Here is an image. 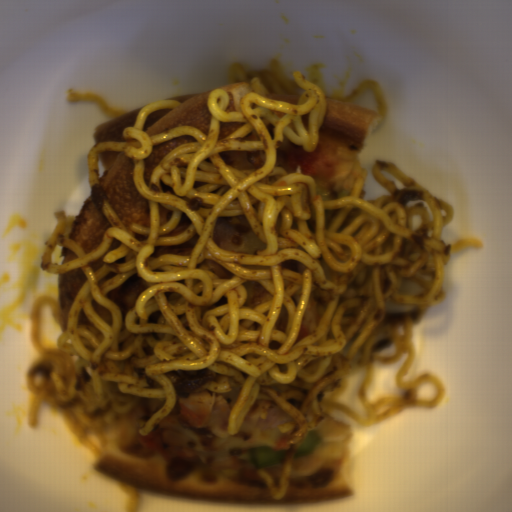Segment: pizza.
I'll use <instances>...</instances> for the list:
<instances>
[{"mask_svg":"<svg viewBox=\"0 0 512 512\" xmlns=\"http://www.w3.org/2000/svg\"><path fill=\"white\" fill-rule=\"evenodd\" d=\"M323 123L315 150L325 153L334 165L332 178H312L317 196L336 200L350 196L362 169L364 145L385 117L351 101L326 97Z\"/></svg>","mask_w":512,"mask_h":512,"instance_id":"2","label":"pizza"},{"mask_svg":"<svg viewBox=\"0 0 512 512\" xmlns=\"http://www.w3.org/2000/svg\"><path fill=\"white\" fill-rule=\"evenodd\" d=\"M244 285L247 296L242 306H248L252 310L258 305L273 299V295L270 294L260 283L255 281H245L241 283Z\"/></svg>","mask_w":512,"mask_h":512,"instance_id":"13","label":"pizza"},{"mask_svg":"<svg viewBox=\"0 0 512 512\" xmlns=\"http://www.w3.org/2000/svg\"><path fill=\"white\" fill-rule=\"evenodd\" d=\"M218 89H224L229 94L228 107L223 112H242L240 108V100L246 93L254 92L250 82H238Z\"/></svg>","mask_w":512,"mask_h":512,"instance_id":"12","label":"pizza"},{"mask_svg":"<svg viewBox=\"0 0 512 512\" xmlns=\"http://www.w3.org/2000/svg\"><path fill=\"white\" fill-rule=\"evenodd\" d=\"M211 91L192 93L168 99L181 104L174 109H162L150 113L145 119L143 130L150 137L172 128L194 126L207 137L212 120L207 105Z\"/></svg>","mask_w":512,"mask_h":512,"instance_id":"4","label":"pizza"},{"mask_svg":"<svg viewBox=\"0 0 512 512\" xmlns=\"http://www.w3.org/2000/svg\"><path fill=\"white\" fill-rule=\"evenodd\" d=\"M87 280L88 279L81 268L58 273L57 304L59 306L64 331L66 328L70 307Z\"/></svg>","mask_w":512,"mask_h":512,"instance_id":"7","label":"pizza"},{"mask_svg":"<svg viewBox=\"0 0 512 512\" xmlns=\"http://www.w3.org/2000/svg\"><path fill=\"white\" fill-rule=\"evenodd\" d=\"M284 466H285V464L277 466V467H273V468H263L270 475L276 490H277L279 482L281 480Z\"/></svg>","mask_w":512,"mask_h":512,"instance_id":"15","label":"pizza"},{"mask_svg":"<svg viewBox=\"0 0 512 512\" xmlns=\"http://www.w3.org/2000/svg\"><path fill=\"white\" fill-rule=\"evenodd\" d=\"M142 108L130 110L114 119L111 118L97 125L93 132L96 145L100 141L125 142L123 138L124 128H134L137 115Z\"/></svg>","mask_w":512,"mask_h":512,"instance_id":"8","label":"pizza"},{"mask_svg":"<svg viewBox=\"0 0 512 512\" xmlns=\"http://www.w3.org/2000/svg\"><path fill=\"white\" fill-rule=\"evenodd\" d=\"M212 238L220 248L253 255L267 245L254 234L245 214L218 216Z\"/></svg>","mask_w":512,"mask_h":512,"instance_id":"5","label":"pizza"},{"mask_svg":"<svg viewBox=\"0 0 512 512\" xmlns=\"http://www.w3.org/2000/svg\"><path fill=\"white\" fill-rule=\"evenodd\" d=\"M283 143L279 149H275L276 160L274 168H282L289 174L304 175L302 166V157L304 149L302 146L294 144L282 133Z\"/></svg>","mask_w":512,"mask_h":512,"instance_id":"10","label":"pizza"},{"mask_svg":"<svg viewBox=\"0 0 512 512\" xmlns=\"http://www.w3.org/2000/svg\"><path fill=\"white\" fill-rule=\"evenodd\" d=\"M175 393H176V401H175V406L178 405L180 403V399L184 396H186L188 393L190 392H178L175 390Z\"/></svg>","mask_w":512,"mask_h":512,"instance_id":"16","label":"pizza"},{"mask_svg":"<svg viewBox=\"0 0 512 512\" xmlns=\"http://www.w3.org/2000/svg\"><path fill=\"white\" fill-rule=\"evenodd\" d=\"M166 399L142 398L128 413L115 438L95 460L94 469L131 487L172 497L266 505L327 503L353 494L350 485L352 432L344 422L334 420L329 409L321 418L309 411V425L298 447L309 432L320 441L307 456L293 460L286 495L274 499L268 485L249 462L248 449L270 447L291 450L286 443L299 424L290 419L275 429H259L243 422L229 436L223 427L197 428L177 424L176 431L187 439L190 457L165 458L141 446L139 427L144 425Z\"/></svg>","mask_w":512,"mask_h":512,"instance_id":"1","label":"pizza"},{"mask_svg":"<svg viewBox=\"0 0 512 512\" xmlns=\"http://www.w3.org/2000/svg\"><path fill=\"white\" fill-rule=\"evenodd\" d=\"M147 288V285L136 273L129 277L124 283L108 292L104 297L119 305L122 312L125 314L130 309L135 308L139 294Z\"/></svg>","mask_w":512,"mask_h":512,"instance_id":"9","label":"pizza"},{"mask_svg":"<svg viewBox=\"0 0 512 512\" xmlns=\"http://www.w3.org/2000/svg\"><path fill=\"white\" fill-rule=\"evenodd\" d=\"M230 390L229 392H216L227 404L229 409H234L242 392L243 385L236 379L228 376Z\"/></svg>","mask_w":512,"mask_h":512,"instance_id":"14","label":"pizza"},{"mask_svg":"<svg viewBox=\"0 0 512 512\" xmlns=\"http://www.w3.org/2000/svg\"><path fill=\"white\" fill-rule=\"evenodd\" d=\"M111 227L109 220L98 207L91 193L83 201L71 225L68 238H73L86 254L100 247L106 231Z\"/></svg>","mask_w":512,"mask_h":512,"instance_id":"6","label":"pizza"},{"mask_svg":"<svg viewBox=\"0 0 512 512\" xmlns=\"http://www.w3.org/2000/svg\"><path fill=\"white\" fill-rule=\"evenodd\" d=\"M100 157L104 167L99 178L100 185L126 229L133 222L150 228V204L136 189L134 161L124 152L103 151Z\"/></svg>","mask_w":512,"mask_h":512,"instance_id":"3","label":"pizza"},{"mask_svg":"<svg viewBox=\"0 0 512 512\" xmlns=\"http://www.w3.org/2000/svg\"><path fill=\"white\" fill-rule=\"evenodd\" d=\"M186 142H199L196 137L183 135L178 138L153 146L149 157L143 158L145 168L143 172V181L150 188V178L152 172L159 166L161 160L177 147Z\"/></svg>","mask_w":512,"mask_h":512,"instance_id":"11","label":"pizza"}]
</instances>
